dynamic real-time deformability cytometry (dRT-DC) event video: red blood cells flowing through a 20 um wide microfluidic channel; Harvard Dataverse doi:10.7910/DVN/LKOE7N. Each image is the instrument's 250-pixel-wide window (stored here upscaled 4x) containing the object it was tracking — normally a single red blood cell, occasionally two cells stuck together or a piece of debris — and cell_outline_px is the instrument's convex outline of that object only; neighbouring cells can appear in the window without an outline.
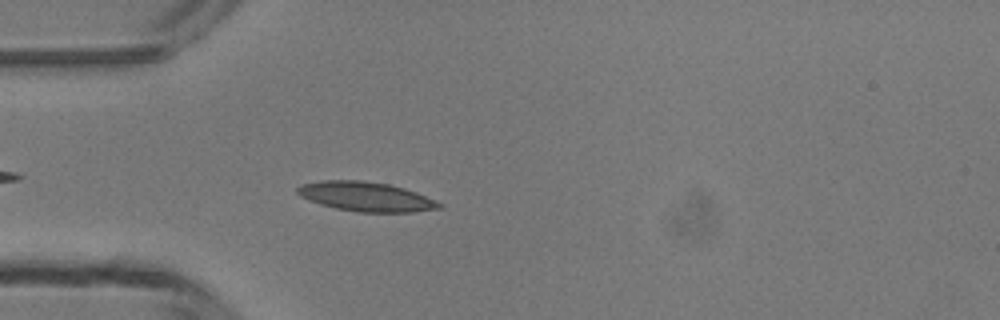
{"species": "common noctule bat (a hibernating species)", "species_latin": "Nyctalus noctula", "temperature_condition": "room temperature", "stored_images_in_passage": 27, "camera_frame_rate_fps": 3000, "um_per_image_px": 0.085, "animal": {"sex": "male", "body_mass_g": 13.3}, "frame": {"image": 1, "passage_image": 3, "time_ms": 0.667, "image_size_px": [1000, 320], "cell_outline_px": [[444, 208], [412, 212], [356, 212], [336, 208], [320, 204], [308, 200], [300, 196], [296, 192], [296, 188], [300, 184], [320, 180], [360, 180], [388, 184], [404, 188], [416, 192], [436, 200], [444, 204]], "centroid_in_image_um": [31.11, 16.71], "position_along_channel_um": 53.9, "area_um2": 24.57}}
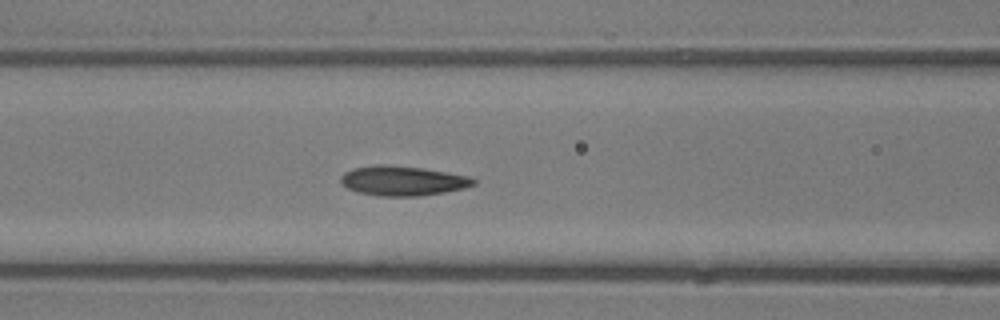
{"frame": {"image": 2, "passage_image": 9, "time_ms": 2.667, "image_size_px": [1000, 320], "cell_outline_px": [[476, 184], [464, 188], [444, 192], [420, 196], [380, 196], [360, 192], [348, 188], [340, 180], [340, 176], [344, 172], [352, 168], [376, 164], [384, 164], [424, 168], [468, 176], [476, 180]], "centroid_in_image_um": [34.23, 15.35], "position_along_channel_um": 132.4, "area_um2": 22.95}}
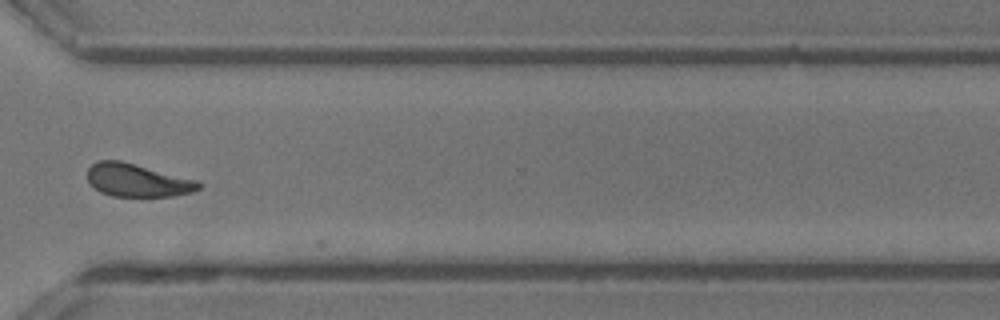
{"frame": {"image": 3, "passage_image": 25, "time_ms": 8.0, "image_size_px": [1000, 320], "cell_outline_px": [[200, 188], [192, 192], [176, 196], [112, 196], [100, 192], [88, 180], [88, 168], [96, 160], [120, 160], [196, 180], [200, 184]], "centroid_in_image_um": [11.66, 15.32], "position_along_channel_um": 358.9, "area_um2": 21.15}}